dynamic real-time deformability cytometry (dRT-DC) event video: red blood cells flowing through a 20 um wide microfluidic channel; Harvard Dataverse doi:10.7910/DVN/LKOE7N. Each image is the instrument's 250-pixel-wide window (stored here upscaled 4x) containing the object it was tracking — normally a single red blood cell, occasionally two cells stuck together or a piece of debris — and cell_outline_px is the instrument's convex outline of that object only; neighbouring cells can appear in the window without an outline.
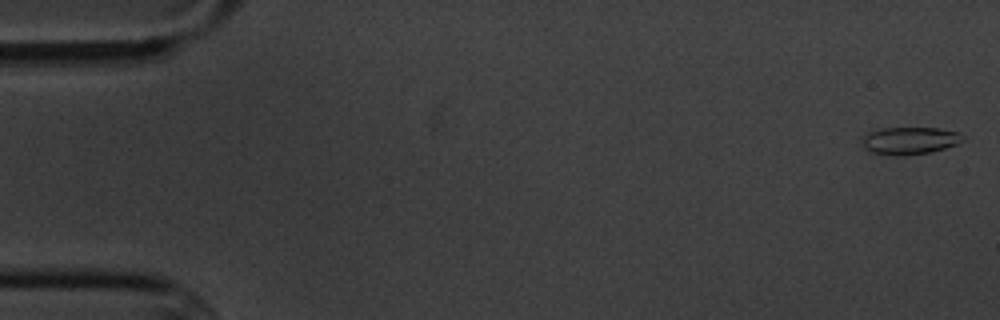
{"species": "common noctule bat (a hibernating species)", "species_latin": "Nyctalus noctula", "temperature_condition": "cold", "stored_images_in_passage": 9, "camera_frame_rate_fps": 3000, "um_per_image_px": 0.085, "animal": {"sex": "male", "body_mass_g": 20.1, "forearm_length_mm": 53.5}, "frame": {"image": 1, "passage_image": 1, "time_ms": 0.0, "image_size_px": [1000, 320], "cell_outline_px": [[964, 140], [956, 144], [932, 152], [904, 156], [892, 156], [872, 152], [864, 148], [860, 144], [860, 140], [868, 132], [884, 128], [936, 128], [960, 132], [964, 136]], "centroid_in_image_um": [77.3, 11.96], "position_along_channel_um": 7.7, "area_um2": 16.3}}
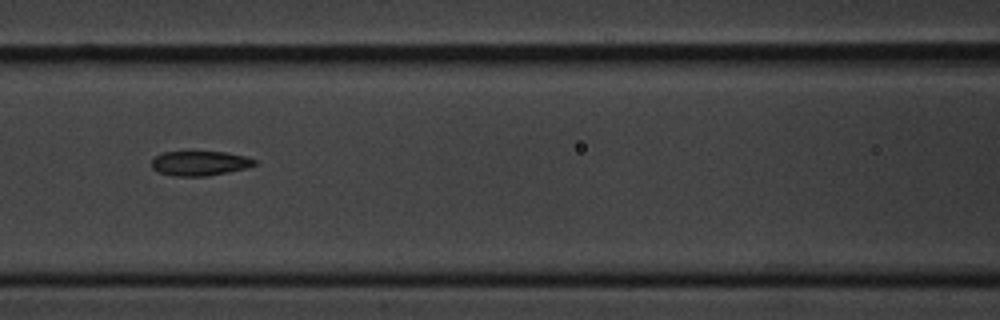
{"frame": {"image": 2, "passage_image": 7, "time_ms": 8.0, "image_size_px": [1000, 320], "cell_outline_px": [[256, 164], [244, 168], [228, 172], [208, 176], [172, 176], [160, 172], [152, 168], [152, 160], [160, 152], [188, 148], [192, 148], [224, 152], [244, 156], [256, 160]], "centroid_in_image_um": [16.91, 13.81], "position_along_channel_um": 149.7, "area_um2": 15.61}}
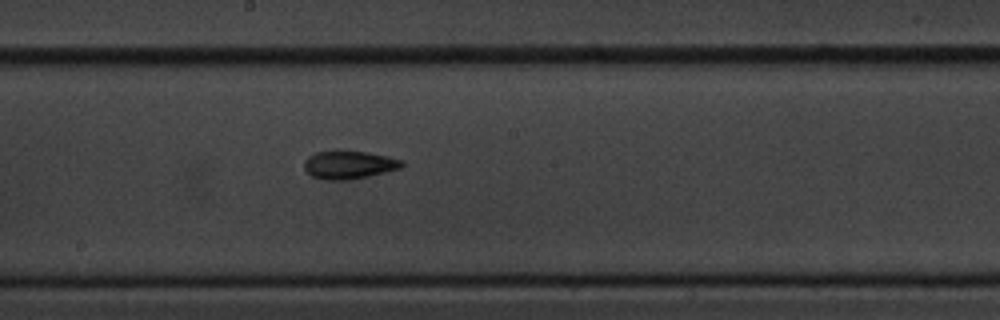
{"frame": {"image": 3, "passage_image": 9, "time_ms": 10.0, "image_size_px": [1000, 320], "cell_outline_px": [[404, 164], [400, 168], [368, 176], [348, 180], [324, 180], [312, 176], [304, 168], [304, 160], [308, 156], [316, 152], [364, 152], [388, 156], [404, 160]], "centroid_in_image_um": [29.66, 14.03], "position_along_channel_um": 218.5, "area_um2": 15.72}}